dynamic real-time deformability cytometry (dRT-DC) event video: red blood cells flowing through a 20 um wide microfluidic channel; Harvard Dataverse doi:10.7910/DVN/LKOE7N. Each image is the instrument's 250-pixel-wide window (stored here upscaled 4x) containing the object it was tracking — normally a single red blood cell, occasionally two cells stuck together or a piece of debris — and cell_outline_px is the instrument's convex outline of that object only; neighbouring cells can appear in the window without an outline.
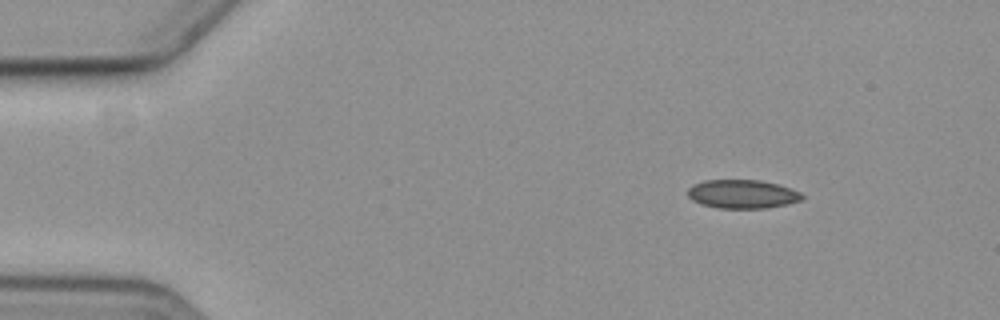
{"species": "common noctule bat (a hibernating species)", "species_latin": "Nyctalus noctula", "temperature_condition": "cold", "stored_images_in_passage": 6, "camera_frame_rate_fps": 3000, "um_per_image_px": 0.085, "animal": {"sex": "female", "body_mass_g": 19.3, "forearm_length_mm": 54.1}, "frame": {"image": 1, "passage_image": 2, "time_ms": 1.0, "image_size_px": [1000, 320], "cell_outline_px": [[804, 196], [800, 200], [768, 208], [720, 208], [700, 204], [692, 200], [688, 196], [688, 188], [692, 184], [704, 180], [760, 180], [776, 184], [800, 192]], "centroid_in_image_um": [63.04, 16.49], "position_along_channel_um": 22.0, "area_um2": 18.96}}
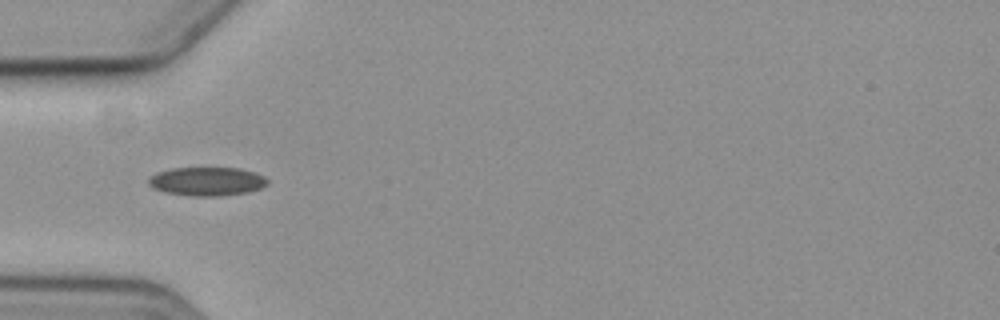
{"frame": {"image": 2, "passage_image": 5, "time_ms": 4.667, "image_size_px": [1000, 320], "cell_outline_px": [[268, 184], [260, 188], [248, 192], [220, 196], [192, 196], [164, 192], [152, 188], [148, 184], [148, 176], [156, 172], [172, 168], [240, 168], [256, 172], [264, 176], [268, 180]], "centroid_in_image_um": [17.57, 15.41], "position_along_channel_um": 67.4, "area_um2": 20.11}}
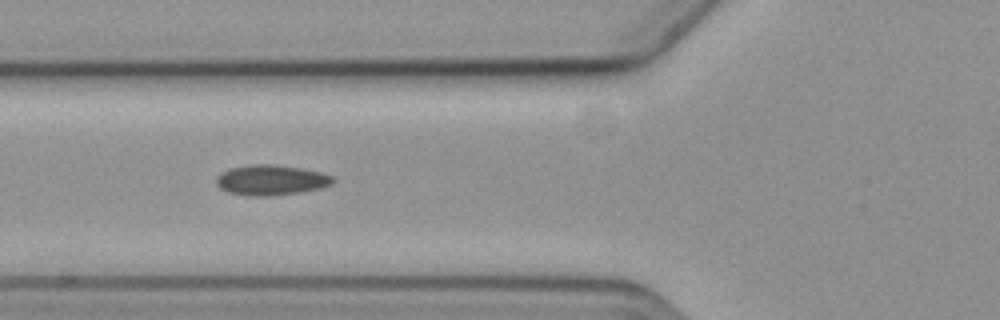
{"frame": {"image": 3, "passage_image": 6, "time_ms": 5.667, "image_size_px": [1000, 320], "cell_outline_px": [[336, 180], [332, 184], [320, 188], [300, 192], [268, 196], [248, 196], [228, 192], [220, 188], [216, 184], [216, 176], [220, 172], [228, 168], [252, 164], [272, 164], [304, 168], [320, 172], [332, 176]], "centroid_in_image_um": [23.02, 15.29], "position_along_channel_um": 102.8, "area_um2": 20.81}}